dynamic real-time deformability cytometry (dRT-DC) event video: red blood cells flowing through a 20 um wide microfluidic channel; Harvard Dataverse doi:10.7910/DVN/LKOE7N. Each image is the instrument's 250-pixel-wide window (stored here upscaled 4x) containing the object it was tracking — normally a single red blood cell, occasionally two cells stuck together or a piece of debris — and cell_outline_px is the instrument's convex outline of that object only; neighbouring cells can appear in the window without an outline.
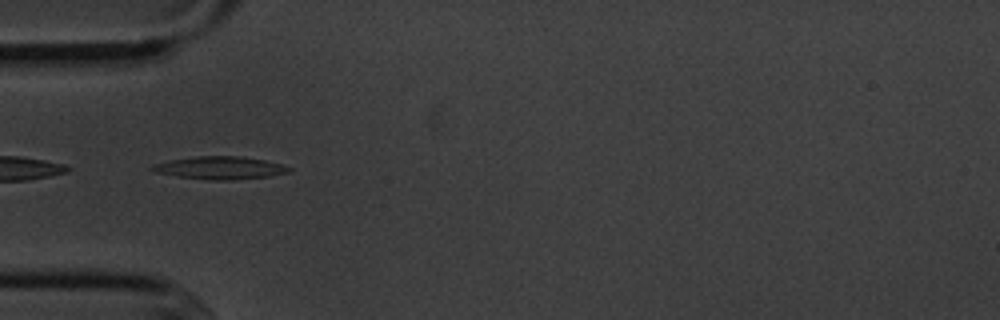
{"species": "common noctule bat (a hibernating species)", "species_latin": "Nyctalus noctula", "temperature_condition": "cold", "stored_images_in_passage": 55, "camera_frame_rate_fps": 3000, "um_per_image_px": 0.085, "animal": {"sex": "male", "body_mass_g": 20.1, "forearm_length_mm": 53.5}, "frame": {"image": 1, "passage_image": 17, "time_ms": 5.333, "image_size_px": [1000, 320], "cell_outline_px": [[292, 168], [288, 172], [268, 176], [232, 180], [208, 180], [176, 176], [156, 172], [148, 168], [152, 164], [168, 160], [196, 156], [240, 156], [264, 160], [284, 164]], "centroid_in_image_um": [18.66, 14.26], "position_along_channel_um": 66.3, "area_um2": 18.21}}
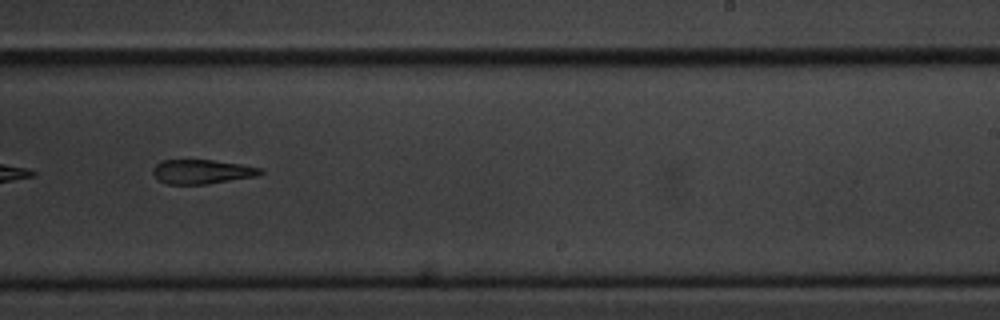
{"frame": {"image": 2, "passage_image": 34, "time_ms": 11.0, "image_size_px": [1000, 320], "cell_outline_px": [[264, 172], [260, 176], [204, 184], [168, 184], [160, 180], [152, 172], [152, 168], [160, 160], [212, 160], [240, 164], [264, 168]], "centroid_in_image_um": [17.21, 14.59], "position_along_channel_um": 271.8, "area_um2": 15.26}}
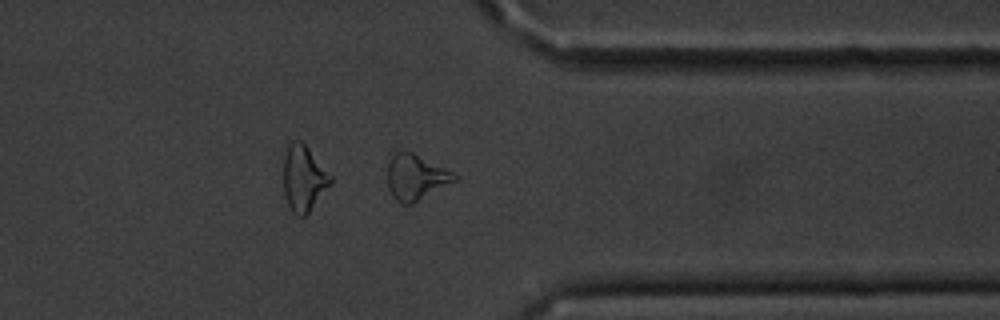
{"frame": {"image": 3, "passage_image": 43, "time_ms": 14.0, "image_size_px": [1000, 320], "cell_outline_px": [[460, 176], [456, 180], [412, 204], [400, 204], [392, 196], [388, 188], [388, 152], [400, 148], [412, 152]], "centroid_in_image_um": [35.27, 15.01], "position_along_channel_um": 376.1, "area_um2": 18.09}, "authors_computed_cell_mechanics": {"area_um2": 18.207, "velocity_mm_per_s": 3.6357, "shape_relaxation_time_tau1_ms": 3.9076, "shape_relaxation_time_tau2_ms": null, "deformation_change_tau1": 0.1141, "deformation_change_tau2": null}}